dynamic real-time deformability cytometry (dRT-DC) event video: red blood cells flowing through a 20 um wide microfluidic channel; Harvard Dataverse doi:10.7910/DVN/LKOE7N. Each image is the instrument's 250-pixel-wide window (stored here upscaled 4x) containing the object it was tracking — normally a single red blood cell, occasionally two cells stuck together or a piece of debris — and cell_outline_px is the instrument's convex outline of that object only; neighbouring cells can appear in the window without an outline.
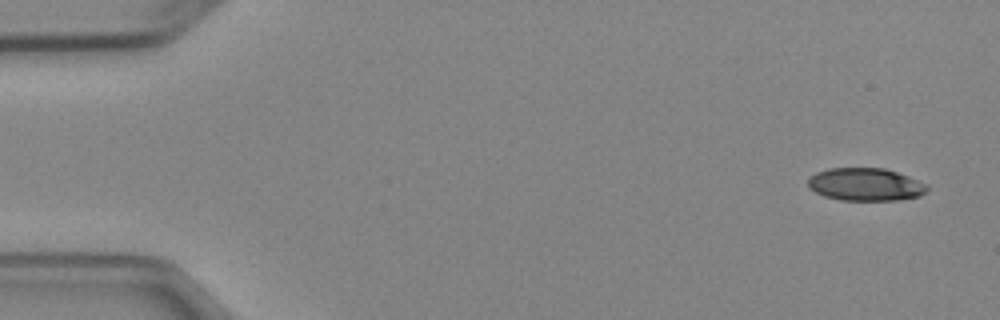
{"species": "Egyptian fruit bat (a non-hibernating species)", "species_latin": "Rousettus aegyptiacus", "temperature_condition": "cold", "stored_images_in_passage": 4, "camera_frame_rate_fps": 3000, "um_per_image_px": 0.085, "animal": {"sex": "female"}, "frame": {"image": 1, "passage_image": 1, "time_ms": 0.0, "image_size_px": [1000, 320], "cell_outline_px": [[928, 188], [920, 196], [896, 200], [840, 200], [824, 196], [808, 188], [808, 180], [816, 172], [828, 168], [884, 168], [908, 176], [928, 184]], "centroid_in_image_um": [73.56, 15.68], "position_along_channel_um": 11.4, "area_um2": 22.72}}
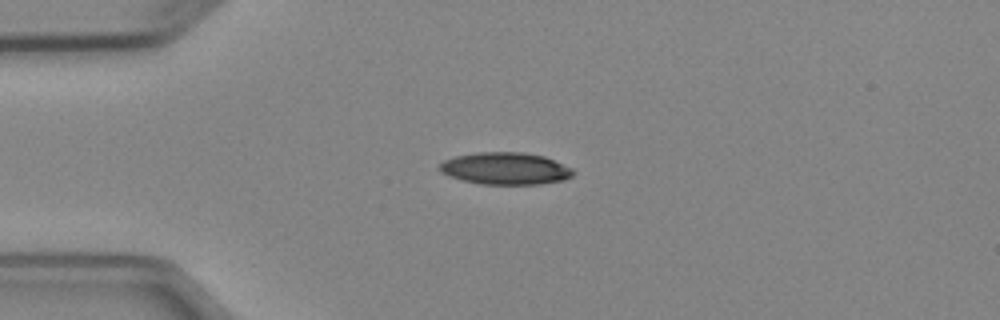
{"frame": {"image": 2, "passage_image": 4, "time_ms": 3.333, "image_size_px": [1000, 320], "cell_outline_px": [[576, 172], [572, 176], [564, 180], [540, 184], [480, 184], [448, 176], [440, 172], [440, 164], [444, 160], [456, 156], [476, 152], [524, 152], [544, 156], [572, 168]], "centroid_in_image_um": [42.97, 14.32], "position_along_channel_um": 42.0, "area_um2": 25.03}}